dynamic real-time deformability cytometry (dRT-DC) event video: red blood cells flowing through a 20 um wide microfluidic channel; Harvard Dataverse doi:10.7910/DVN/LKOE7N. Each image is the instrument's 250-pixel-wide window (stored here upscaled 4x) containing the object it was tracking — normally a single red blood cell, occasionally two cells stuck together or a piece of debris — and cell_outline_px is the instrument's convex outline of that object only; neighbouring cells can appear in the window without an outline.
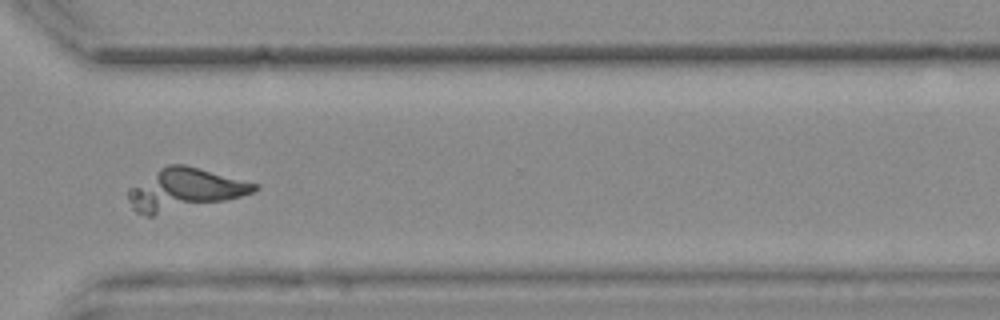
{"species": "common noctule bat (a hibernating species)", "species_latin": "Nyctalus noctula", "temperature_condition": "warm", "stored_images_in_passage": 36, "camera_frame_rate_fps": 3000, "um_per_image_px": 0.085, "animal": {"sex": "female", "body_mass_g": 25.1}, "frame": {"image": 1, "passage_image": 31, "time_ms": 10.0, "image_size_px": [1000, 320], "cell_outline_px": [[260, 188], [252, 192], [240, 196], [224, 200], [152, 216], [148, 216], [136, 212], [132, 208], [128, 200], [128, 188], [160, 168], [168, 164], [184, 164], [260, 184]], "centroid_in_image_um": [15.65, 16.1], "position_along_channel_um": 355.0, "area_um2": 30.4}}